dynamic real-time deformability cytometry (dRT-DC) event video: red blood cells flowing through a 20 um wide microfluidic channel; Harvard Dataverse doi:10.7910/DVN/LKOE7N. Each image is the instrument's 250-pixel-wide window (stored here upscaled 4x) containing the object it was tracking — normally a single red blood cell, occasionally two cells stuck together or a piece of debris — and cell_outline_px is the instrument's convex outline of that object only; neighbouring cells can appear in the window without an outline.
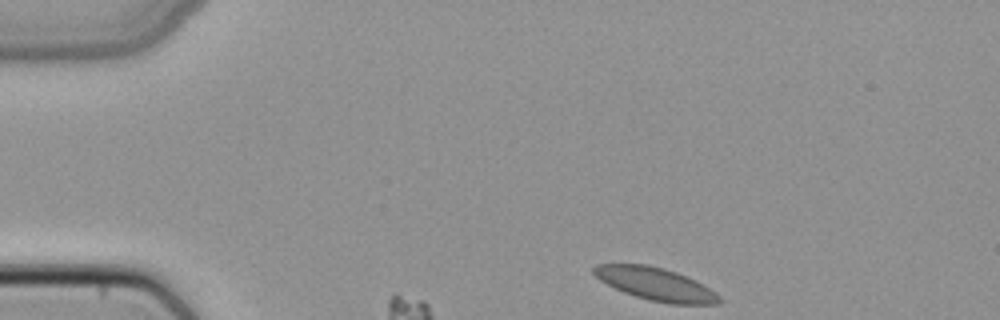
{"species": "common noctule bat (a hibernating species)", "species_latin": "Nyctalus noctula", "temperature_condition": "cold", "stored_images_in_passage": 6, "camera_frame_rate_fps": 3000, "um_per_image_px": 0.085, "animal": {"sex": "female", "body_mass_g": 22.7, "forearm_length_mm": 54.2}, "frame": {"image": 1, "passage_image": 1, "time_ms": 0.0, "image_size_px": [1000, 320], "cell_outline_px": [[724, 300], [720, 304], [668, 304], [648, 300], [624, 292], [600, 280], [592, 272], [592, 268], [596, 264], [648, 264], [664, 268], [676, 272], [696, 280], [716, 292]], "centroid_in_image_um": [55.77, 24.15], "position_along_channel_um": 29.2, "area_um2": 24.1}}